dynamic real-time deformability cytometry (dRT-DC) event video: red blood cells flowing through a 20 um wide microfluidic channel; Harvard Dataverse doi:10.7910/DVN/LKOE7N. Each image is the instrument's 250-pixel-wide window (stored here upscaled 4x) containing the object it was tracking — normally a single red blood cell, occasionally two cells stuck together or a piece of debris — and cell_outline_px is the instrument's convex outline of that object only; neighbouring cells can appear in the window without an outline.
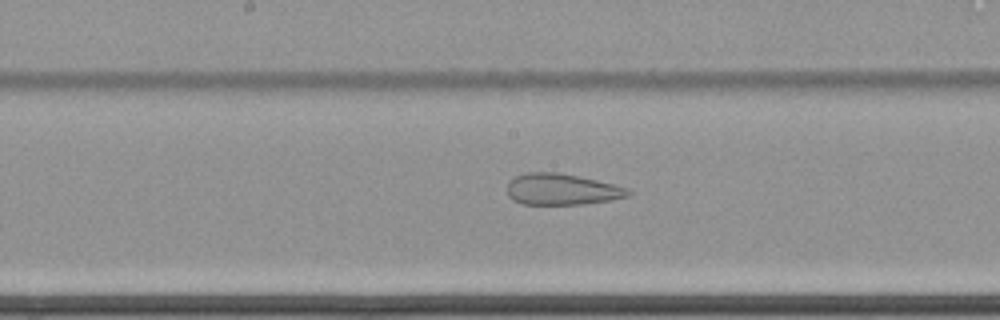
{"species": "common noctule bat (a hibernating species)", "species_latin": "Nyctalus noctula", "temperature_condition": "cold", "stored_images_in_passage": 50, "camera_frame_rate_fps": 3000, "um_per_image_px": 0.085, "animal": {"sex": "female", "body_mass_g": 22.7, "forearm_length_mm": 54.2}, "frame": {"image": 1, "passage_image": 26, "time_ms": 8.333, "image_size_px": [1000, 320], "cell_outline_px": [[632, 192], [628, 196], [612, 200], [584, 204], [520, 204], [512, 200], [508, 196], [508, 180], [524, 172], [560, 172], [596, 180], [628, 188]], "centroid_in_image_um": [47.72, 16.09], "position_along_channel_um": 200.5, "area_um2": 22.2}}
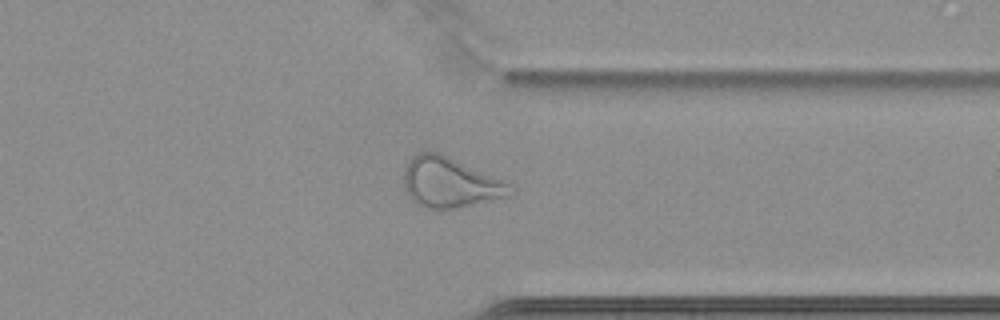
{"frame": {"image": 2, "passage_image": 41, "time_ms": 13.333, "image_size_px": [1000, 320], "cell_outline_px": [[516, 188], [512, 196], [456, 208], [424, 208], [416, 204], [408, 196], [404, 188], [404, 168], [408, 160], [420, 152], [440, 152], [504, 180]], "centroid_in_image_um": [38.28, 15.52], "position_along_channel_um": 373.1, "area_um2": 31.44}}